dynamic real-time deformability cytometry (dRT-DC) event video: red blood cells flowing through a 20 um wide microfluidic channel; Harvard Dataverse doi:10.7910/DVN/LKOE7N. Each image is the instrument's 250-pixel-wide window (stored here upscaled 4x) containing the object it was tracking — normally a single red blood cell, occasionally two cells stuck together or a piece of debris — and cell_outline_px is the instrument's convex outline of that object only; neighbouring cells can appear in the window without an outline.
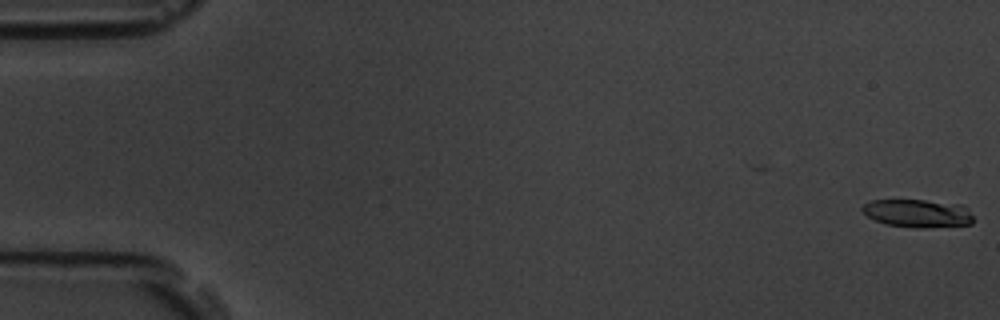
{"species": "common noctule bat (a hibernating species)", "species_latin": "Nyctalus noctula", "temperature_condition": "room temperature", "stored_images_in_passage": 18, "camera_frame_rate_fps": 3000, "um_per_image_px": 0.085, "animal": {"sex": "male", "body_mass_g": 19.5, "forearm_length_mm": 54.6}, "frame": {"image": 1, "passage_image": 1, "time_ms": 0.0, "image_size_px": [1000, 320], "cell_outline_px": [[972, 224], [924, 228], [916, 228], [884, 224], [868, 216], [860, 208], [864, 204], [872, 200], [924, 200], [964, 204], [968, 208], [972, 216]], "centroid_in_image_um": [78.03, 18.13], "position_along_channel_um": 7.0, "area_um2": 18.26}}
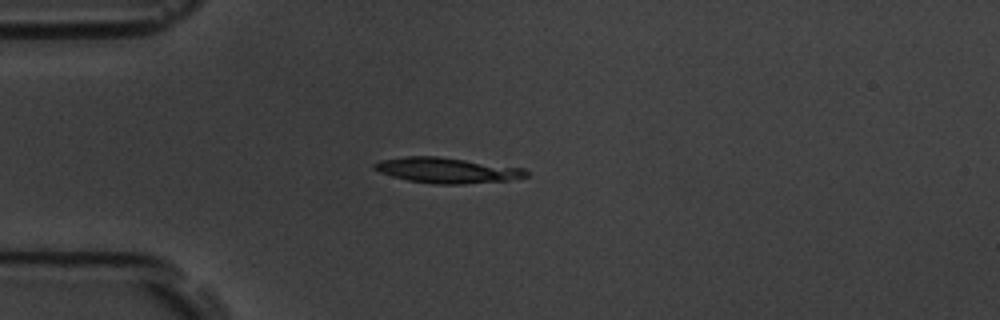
{"frame": {"image": 2, "passage_image": 16, "time_ms": 5.0, "image_size_px": [1000, 320], "cell_outline_px": [[528, 176], [508, 180], [464, 184], [432, 184], [408, 180], [392, 176], [380, 172], [372, 168], [372, 164], [380, 160], [404, 156], [436, 156], [524, 168], [528, 172]], "centroid_in_image_um": [37.95, 14.47], "position_along_channel_um": 47.0, "area_um2": 22.43}}